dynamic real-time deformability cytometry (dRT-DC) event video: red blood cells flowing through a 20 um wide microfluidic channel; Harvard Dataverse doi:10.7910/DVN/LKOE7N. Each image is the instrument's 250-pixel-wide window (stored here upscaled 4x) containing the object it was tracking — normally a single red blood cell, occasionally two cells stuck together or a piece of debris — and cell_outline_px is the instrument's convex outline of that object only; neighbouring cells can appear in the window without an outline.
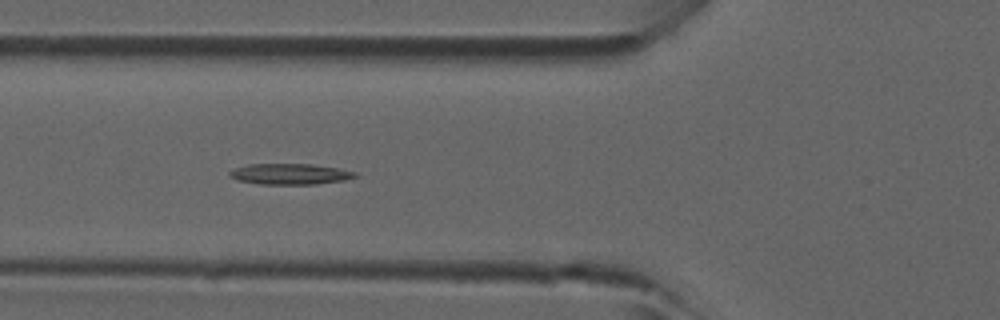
{"species": "common noctule bat (a hibernating species)", "species_latin": "Nyctalus noctula", "temperature_condition": "room temperature", "stored_images_in_passage": 6, "camera_frame_rate_fps": 3000, "um_per_image_px": 0.085, "animal": {"sex": "male", "forearm_length_mm": 52.5}, "frame": {"image": 1, "passage_image": 5, "time_ms": 1.333, "image_size_px": [1000, 320], "cell_outline_px": [[360, 176], [344, 180], [316, 184], [260, 184], [236, 180], [228, 176], [228, 172], [236, 168], [248, 164], [312, 164], [336, 168], [356, 172]], "centroid_in_image_um": [24.64, 14.79], "position_along_channel_um": 101.2, "area_um2": 15.26}}
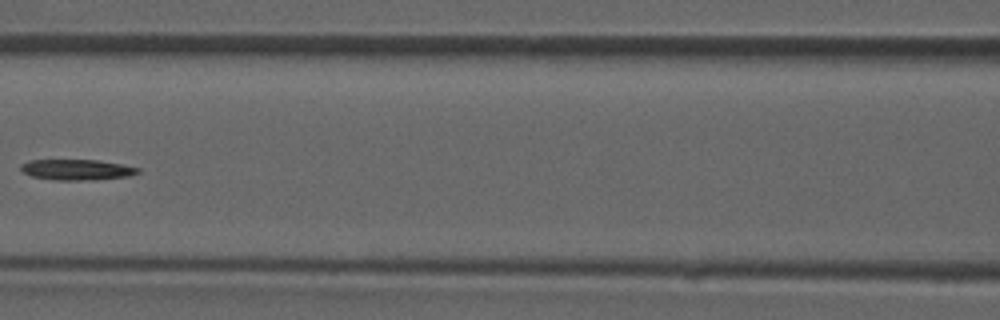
{"frame": {"image": 2, "passage_image": 6, "time_ms": 1.667, "image_size_px": [1000, 320], "cell_outline_px": [[140, 172], [128, 176], [92, 180], [56, 180], [32, 176], [24, 172], [20, 168], [20, 164], [28, 160], [100, 160], [140, 168]], "centroid_in_image_um": [6.52, 14.42], "position_along_channel_um": 160.1, "area_um2": 14.05}}